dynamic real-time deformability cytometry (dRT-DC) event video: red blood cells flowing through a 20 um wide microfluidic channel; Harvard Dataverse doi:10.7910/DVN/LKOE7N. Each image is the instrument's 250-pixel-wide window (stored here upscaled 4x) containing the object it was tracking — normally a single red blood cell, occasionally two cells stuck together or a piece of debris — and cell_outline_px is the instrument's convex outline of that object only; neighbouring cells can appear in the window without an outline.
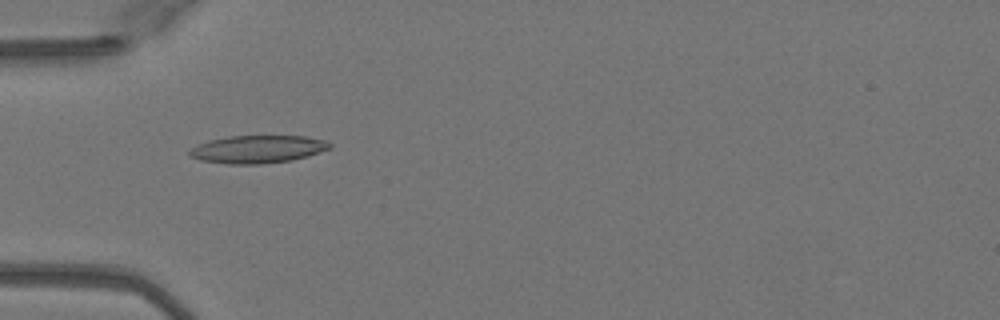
{"species": "Egyptian fruit bat (a non-hibernating species)", "species_latin": "Rousettus aegyptiacus", "temperature_condition": "warm", "stored_images_in_passage": 51, "camera_frame_rate_fps": 3000, "um_per_image_px": 0.085, "animal": {"sex": "female"}, "frame": {"image": 1, "passage_image": 17, "time_ms": 5.333, "image_size_px": [1000, 320], "cell_outline_px": [[332, 148], [308, 156], [292, 160], [260, 164], [228, 164], [200, 160], [188, 156], [188, 152], [196, 144], [208, 140], [232, 136], [304, 136], [324, 140], [332, 144]], "centroid_in_image_um": [21.88, 12.68], "position_along_channel_um": 63.1, "area_um2": 22.77}}
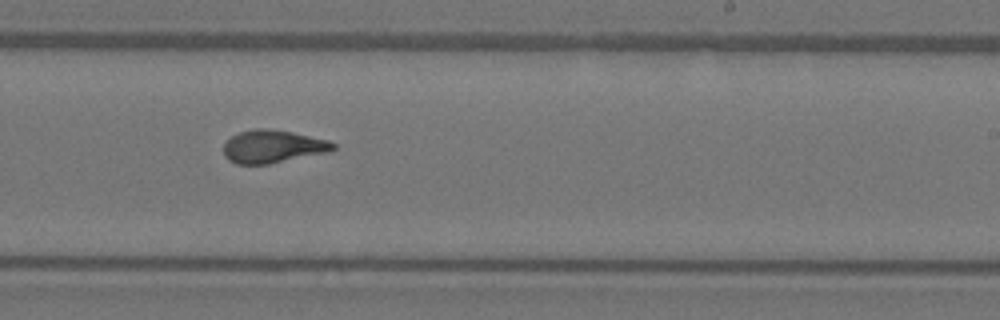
{"frame": {"image": 2, "passage_image": 32, "time_ms": 10.333, "image_size_px": [1000, 320], "cell_outline_px": [[336, 148], [328, 152], [268, 164], [236, 164], [228, 160], [224, 156], [224, 144], [232, 136], [240, 132], [256, 128], [268, 128], [292, 132], [328, 140], [336, 144]], "centroid_in_image_um": [23.18, 12.45], "position_along_channel_um": 265.8, "area_um2": 20.92}}
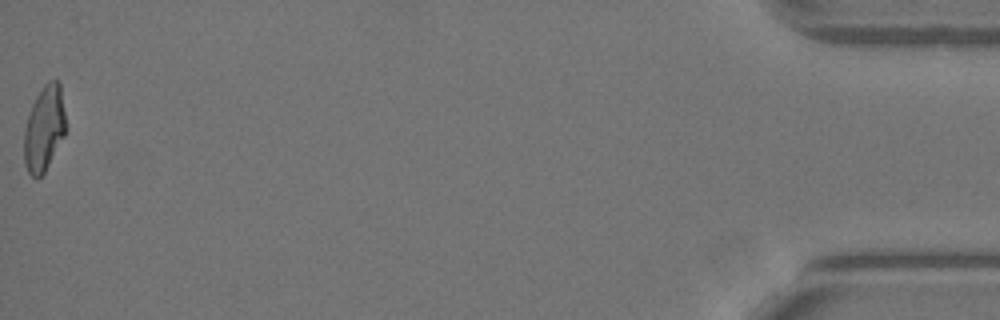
{"frame": {"image": 3, "passage_image": 51, "time_ms": 16.667, "image_size_px": [1000, 320], "cell_outline_px": [[68, 128], [64, 136], [44, 172], [36, 180], [28, 172], [24, 164], [24, 128], [32, 104], [36, 96], [44, 84], [48, 80], [56, 80], [60, 84]], "centroid_in_image_um": [3.77, 10.91], "position_along_channel_um": 431.4, "area_um2": 20.98}, "authors_computed_cell_mechanics": {"area_um2": 21.2704, "velocity_mm_per_s": 4.0995, "shape_relaxation_time_tau1_ms": null, "shape_relaxation_time_tau2_ms": 1.0947, "deformation_change_tau1": null, "deformation_change_tau2": 0.0978}}